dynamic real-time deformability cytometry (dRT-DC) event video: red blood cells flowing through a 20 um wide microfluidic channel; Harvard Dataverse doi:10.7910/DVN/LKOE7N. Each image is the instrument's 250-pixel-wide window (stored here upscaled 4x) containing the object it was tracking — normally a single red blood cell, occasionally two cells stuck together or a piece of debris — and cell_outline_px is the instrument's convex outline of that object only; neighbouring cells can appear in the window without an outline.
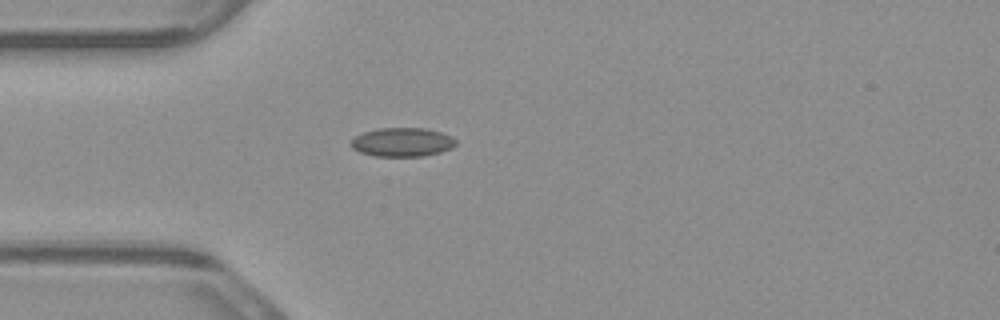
{"species": "common noctule bat (a hibernating species)", "species_latin": "Nyctalus noctula", "temperature_condition": "warm", "stored_images_in_passage": 1, "camera_frame_rate_fps": 3000, "um_per_image_px": 0.085, "animal": {"sex": "male", "body_mass_g": 23.1, "forearm_length_mm": 52.7}, "frame": {"image": 1, "passage_image": 1, "time_ms": 0.0, "image_size_px": [1000, 320], "cell_outline_px": [[456, 144], [452, 148], [440, 152], [424, 156], [376, 156], [360, 152], [352, 148], [348, 144], [356, 136], [364, 132], [380, 128], [424, 128], [440, 132], [452, 136], [456, 140]], "centroid_in_image_um": [34.2, 12.08], "position_along_channel_um": 50.8, "area_um2": 17.63}}